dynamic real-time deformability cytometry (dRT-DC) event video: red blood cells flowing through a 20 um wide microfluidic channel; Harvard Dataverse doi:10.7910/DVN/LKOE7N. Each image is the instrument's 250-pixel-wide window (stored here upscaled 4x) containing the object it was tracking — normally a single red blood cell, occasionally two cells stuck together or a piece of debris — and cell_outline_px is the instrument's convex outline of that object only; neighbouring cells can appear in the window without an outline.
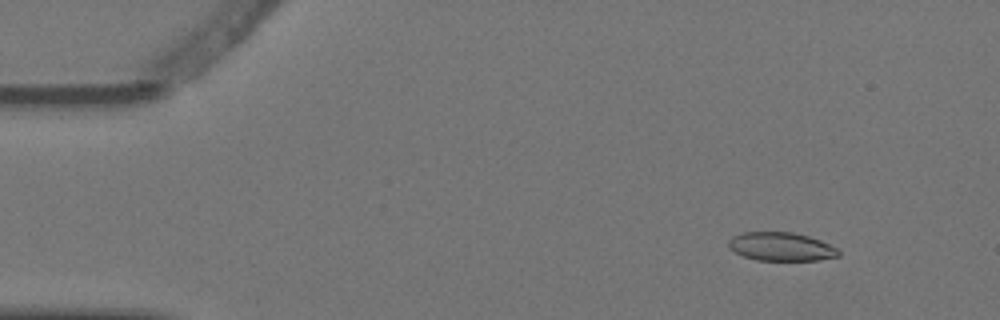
{"species": "Egyptian fruit bat (a non-hibernating species)", "species_latin": "Rousettus aegyptiacus", "temperature_condition": "warm", "stored_images_in_passage": 8, "camera_frame_rate_fps": 3000, "um_per_image_px": 0.085, "animal": {"sex": "female"}, "frame": {"image": 1, "passage_image": 2, "time_ms": 0.333, "image_size_px": [1000, 320], "cell_outline_px": [[840, 256], [820, 260], [756, 260], [744, 256], [736, 252], [728, 244], [728, 240], [732, 236], [744, 232], [792, 232], [808, 236], [820, 240], [836, 248], [840, 252]], "centroid_in_image_um": [66.41, 20.96], "position_along_channel_um": 18.6, "area_um2": 18.15}}
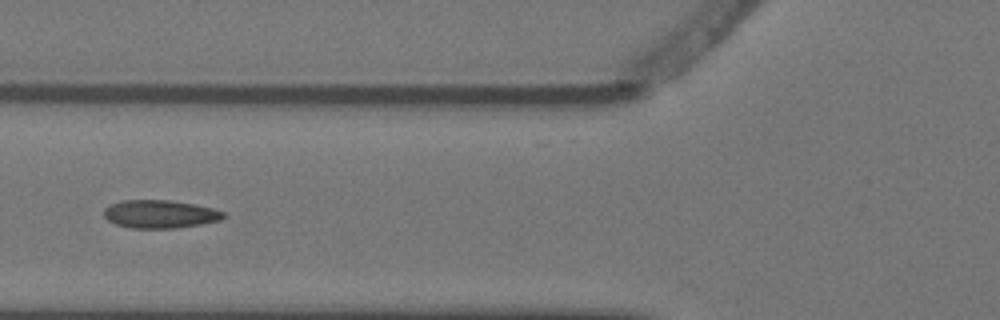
{"frame": {"image": 2, "passage_image": 6, "time_ms": 1.667, "image_size_px": [1000, 320], "cell_outline_px": [[228, 216], [220, 220], [200, 224], [176, 228], [132, 228], [116, 224], [108, 220], [104, 216], [104, 208], [108, 204], [120, 200], [168, 200], [196, 204], [212, 208], [224, 212]], "centroid_in_image_um": [13.59, 18.19], "position_along_channel_um": 112.2, "area_um2": 19.71}}
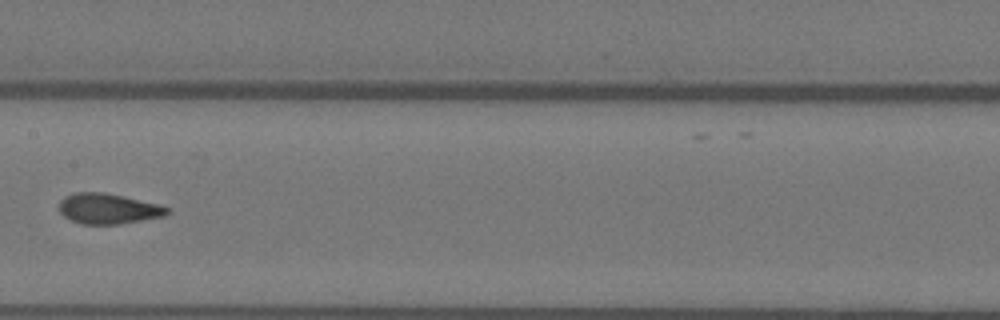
{"frame": {"image": 3, "passage_image": 8, "time_ms": 2.333, "image_size_px": [1000, 320], "cell_outline_px": [[172, 212], [164, 216], [120, 224], [84, 224], [72, 220], [64, 216], [60, 212], [60, 200], [64, 196], [72, 192], [104, 192], [124, 196], [160, 204], [168, 208]], "centroid_in_image_um": [9.22, 17.72], "position_along_channel_um": 198.2, "area_um2": 19.25}}